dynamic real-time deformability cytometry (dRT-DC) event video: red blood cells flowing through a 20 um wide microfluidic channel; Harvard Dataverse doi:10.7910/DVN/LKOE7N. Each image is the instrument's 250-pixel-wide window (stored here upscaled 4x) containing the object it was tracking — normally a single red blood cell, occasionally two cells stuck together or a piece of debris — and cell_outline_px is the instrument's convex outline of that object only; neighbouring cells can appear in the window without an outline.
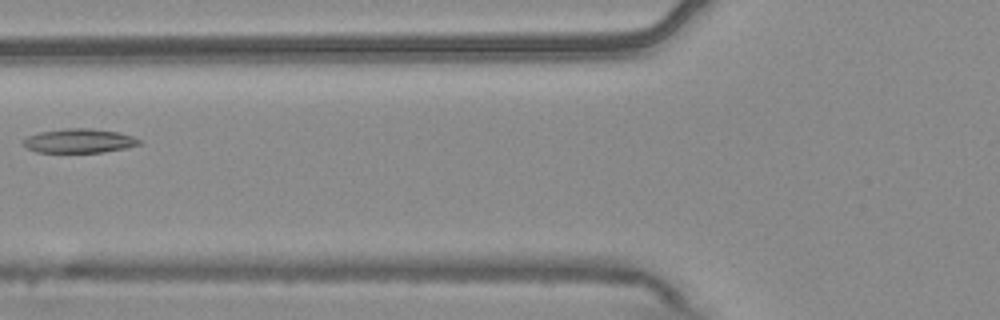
{"species": "common noctule bat (a hibernating species)", "species_latin": "Nyctalus noctula", "temperature_condition": "warm", "stored_images_in_passage": 3, "camera_frame_rate_fps": 3000, "um_per_image_px": 0.085, "animal": {"sex": "male", "body_mass_g": 20.4}, "frame": {"image": 1, "passage_image": 3, "time_ms": 0.667, "image_size_px": [1000, 320], "cell_outline_px": [[140, 144], [124, 148], [100, 152], [36, 152], [20, 144], [20, 140], [28, 136], [40, 132], [64, 128], [92, 128], [116, 132], [132, 136], [140, 140]], "centroid_in_image_um": [6.65, 11.96], "position_along_channel_um": 119.2, "area_um2": 16.24}}